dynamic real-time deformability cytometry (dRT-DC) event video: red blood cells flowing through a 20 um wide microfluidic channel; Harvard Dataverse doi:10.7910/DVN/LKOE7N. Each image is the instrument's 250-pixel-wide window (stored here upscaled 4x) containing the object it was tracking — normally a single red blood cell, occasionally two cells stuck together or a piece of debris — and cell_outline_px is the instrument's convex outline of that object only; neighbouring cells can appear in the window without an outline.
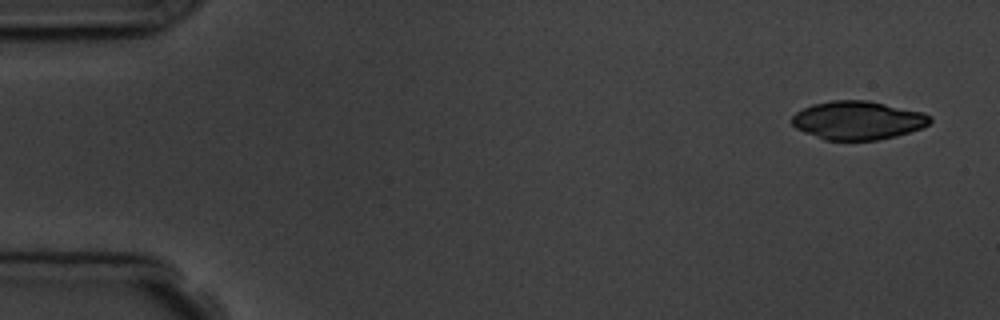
{"species": "common noctule bat (a hibernating species)", "species_latin": "Nyctalus noctula", "temperature_condition": "room temperature", "stored_images_in_passage": 7, "camera_frame_rate_fps": 3000, "um_per_image_px": 0.085, "animal": {"sex": "male", "body_mass_g": 19.5, "forearm_length_mm": 54.6}, "frame": {"image": 1, "passage_image": 1, "time_ms": 0.0, "image_size_px": [1000, 320], "cell_outline_px": [[932, 120], [928, 124], [920, 128], [896, 136], [876, 140], [824, 140], [804, 132], [796, 128], [792, 124], [792, 116], [796, 112], [812, 104], [832, 100], [868, 100], [924, 112], [932, 116]], "centroid_in_image_um": [72.91, 10.22], "position_along_channel_um": 12.1, "area_um2": 31.04}}